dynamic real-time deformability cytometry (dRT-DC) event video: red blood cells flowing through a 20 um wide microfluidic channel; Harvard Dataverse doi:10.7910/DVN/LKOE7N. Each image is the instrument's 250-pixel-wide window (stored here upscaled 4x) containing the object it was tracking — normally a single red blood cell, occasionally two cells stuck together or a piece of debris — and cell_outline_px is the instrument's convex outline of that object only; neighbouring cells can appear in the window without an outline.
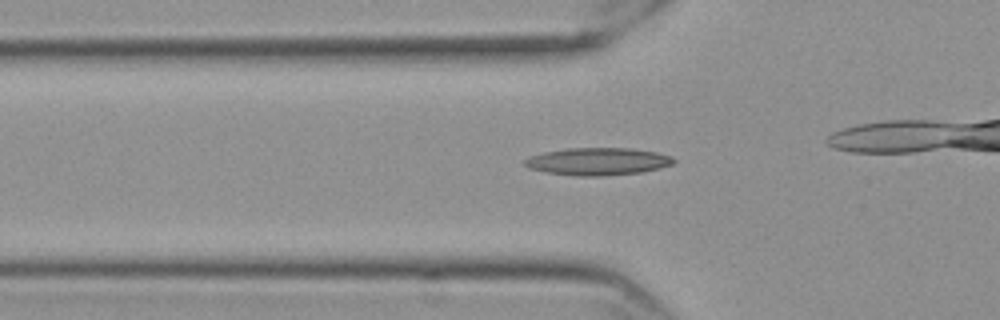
{"species": "Egyptian fruit bat (a non-hibernating species)", "species_latin": "Rousettus aegyptiacus", "temperature_condition": "cold", "stored_images_in_passage": 33, "camera_frame_rate_fps": 3000, "um_per_image_px": 0.085, "frame": {"image": 1, "passage_image": 6, "time_ms": 1.667, "image_size_px": [1000, 320], "cell_outline_px": [[676, 160], [672, 164], [660, 168], [640, 172], [600, 176], [580, 176], [548, 172], [528, 168], [524, 164], [524, 160], [528, 156], [544, 152], [564, 148], [632, 148], [656, 152], [672, 156]], "centroid_in_image_um": [50.81, 13.71], "position_along_channel_um": 75.0, "area_um2": 23.81}}
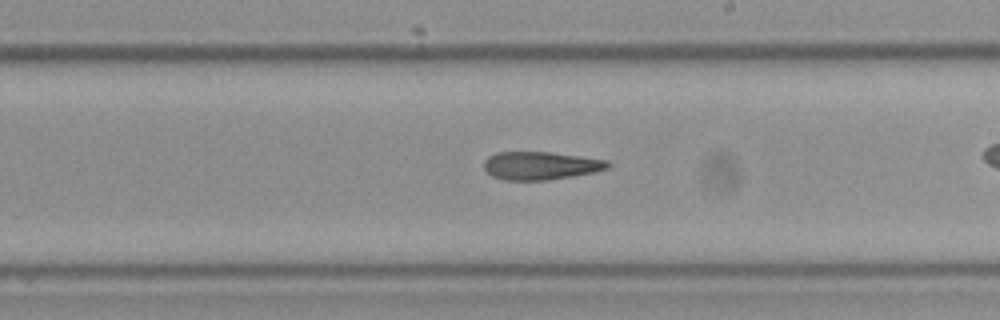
{"frame": {"image": 2, "passage_image": 20, "time_ms": 6.333, "image_size_px": [1000, 320], "cell_outline_px": [[612, 164], [608, 168], [592, 172], [572, 176], [548, 180], [504, 180], [492, 176], [484, 168], [484, 160], [488, 156], [496, 152], [548, 152], [580, 156], [608, 160]], "centroid_in_image_um": [45.94, 14.07], "position_along_channel_um": 243.1, "area_um2": 20.23}}
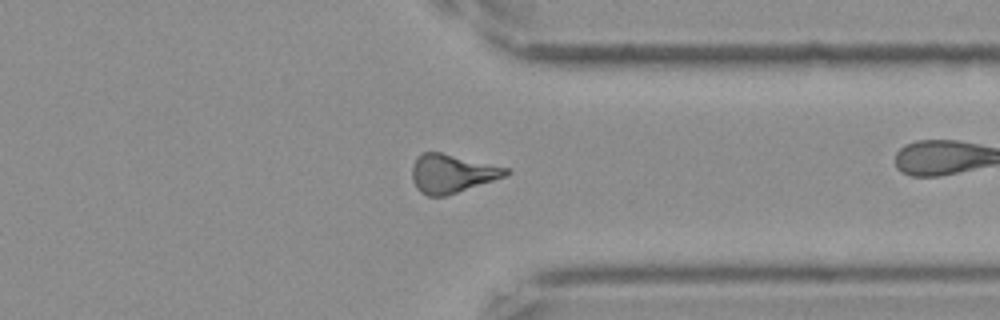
{"frame": {"image": 3, "passage_image": 31, "time_ms": 10.0, "image_size_px": [1000, 320], "cell_outline_px": [[512, 172], [504, 176], [448, 196], [428, 196], [420, 192], [416, 188], [412, 180], [412, 164], [416, 156], [424, 152], [440, 152], [508, 168]], "centroid_in_image_um": [38.36, 14.76], "position_along_channel_um": 373.0, "area_um2": 21.04}}